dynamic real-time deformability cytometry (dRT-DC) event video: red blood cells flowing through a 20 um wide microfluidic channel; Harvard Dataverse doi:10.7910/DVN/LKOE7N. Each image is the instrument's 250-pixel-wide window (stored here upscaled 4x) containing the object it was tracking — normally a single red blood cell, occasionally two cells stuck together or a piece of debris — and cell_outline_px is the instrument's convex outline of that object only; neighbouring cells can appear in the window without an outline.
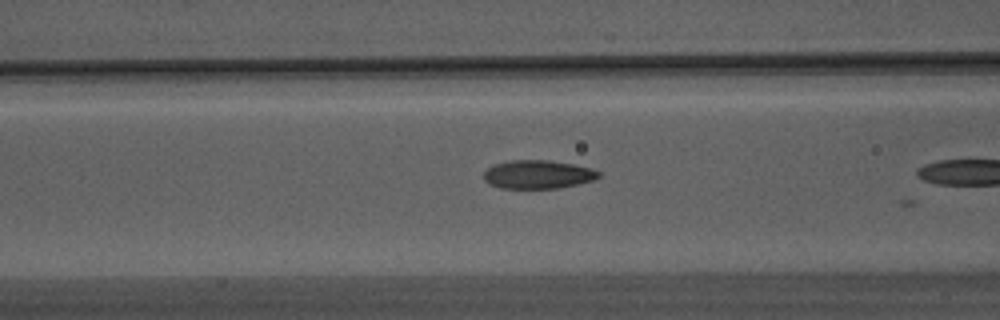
{"species": "Egyptian fruit bat (a non-hibernating species)", "species_latin": "Rousettus aegyptiacus", "temperature_condition": "warm", "stored_images_in_passage": 15, "camera_frame_rate_fps": 3000, "um_per_image_px": 0.085, "animal": {"sex": "male"}, "frame": {"image": 1, "passage_image": 14, "time_ms": 4.333, "image_size_px": [1000, 320], "cell_outline_px": [[600, 176], [592, 180], [560, 188], [500, 188], [484, 180], [484, 172], [492, 164], [508, 160], [548, 160], [572, 164], [592, 168], [600, 172]], "centroid_in_image_um": [45.7, 14.81], "position_along_channel_um": 120.9, "area_um2": 19.02}}